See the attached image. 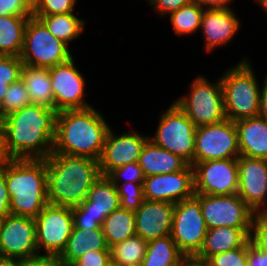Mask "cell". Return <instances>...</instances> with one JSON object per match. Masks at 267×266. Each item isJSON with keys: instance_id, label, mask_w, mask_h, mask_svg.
Instances as JSON below:
<instances>
[{"instance_id": "obj_18", "label": "cell", "mask_w": 267, "mask_h": 266, "mask_svg": "<svg viewBox=\"0 0 267 266\" xmlns=\"http://www.w3.org/2000/svg\"><path fill=\"white\" fill-rule=\"evenodd\" d=\"M236 9H204L200 26V35L204 39L203 51L214 52L227 47L230 42L235 40L238 32L241 31L242 20L235 12ZM218 48V49H217Z\"/></svg>"}, {"instance_id": "obj_34", "label": "cell", "mask_w": 267, "mask_h": 266, "mask_svg": "<svg viewBox=\"0 0 267 266\" xmlns=\"http://www.w3.org/2000/svg\"><path fill=\"white\" fill-rule=\"evenodd\" d=\"M79 0H33V16H50L78 10Z\"/></svg>"}, {"instance_id": "obj_52", "label": "cell", "mask_w": 267, "mask_h": 266, "mask_svg": "<svg viewBox=\"0 0 267 266\" xmlns=\"http://www.w3.org/2000/svg\"><path fill=\"white\" fill-rule=\"evenodd\" d=\"M255 215L267 217V190L263 203L254 211Z\"/></svg>"}, {"instance_id": "obj_30", "label": "cell", "mask_w": 267, "mask_h": 266, "mask_svg": "<svg viewBox=\"0 0 267 266\" xmlns=\"http://www.w3.org/2000/svg\"><path fill=\"white\" fill-rule=\"evenodd\" d=\"M102 231L109 248L136 235L135 212L119 208L110 213L102 223Z\"/></svg>"}, {"instance_id": "obj_47", "label": "cell", "mask_w": 267, "mask_h": 266, "mask_svg": "<svg viewBox=\"0 0 267 266\" xmlns=\"http://www.w3.org/2000/svg\"><path fill=\"white\" fill-rule=\"evenodd\" d=\"M198 3L204 9H228L234 8L235 6L231 7L232 3L236 0H192Z\"/></svg>"}, {"instance_id": "obj_32", "label": "cell", "mask_w": 267, "mask_h": 266, "mask_svg": "<svg viewBox=\"0 0 267 266\" xmlns=\"http://www.w3.org/2000/svg\"><path fill=\"white\" fill-rule=\"evenodd\" d=\"M147 243L138 235L127 238L110 247V257L121 266H141Z\"/></svg>"}, {"instance_id": "obj_4", "label": "cell", "mask_w": 267, "mask_h": 266, "mask_svg": "<svg viewBox=\"0 0 267 266\" xmlns=\"http://www.w3.org/2000/svg\"><path fill=\"white\" fill-rule=\"evenodd\" d=\"M13 215L35 218L48 204L45 159H5L0 163Z\"/></svg>"}, {"instance_id": "obj_12", "label": "cell", "mask_w": 267, "mask_h": 266, "mask_svg": "<svg viewBox=\"0 0 267 266\" xmlns=\"http://www.w3.org/2000/svg\"><path fill=\"white\" fill-rule=\"evenodd\" d=\"M238 132L235 122L226 119L196 128L194 162L238 158Z\"/></svg>"}, {"instance_id": "obj_6", "label": "cell", "mask_w": 267, "mask_h": 266, "mask_svg": "<svg viewBox=\"0 0 267 266\" xmlns=\"http://www.w3.org/2000/svg\"><path fill=\"white\" fill-rule=\"evenodd\" d=\"M205 75H197L188 83L187 93L173 101L196 125L216 124L227 119L223 99L222 82Z\"/></svg>"}, {"instance_id": "obj_46", "label": "cell", "mask_w": 267, "mask_h": 266, "mask_svg": "<svg viewBox=\"0 0 267 266\" xmlns=\"http://www.w3.org/2000/svg\"><path fill=\"white\" fill-rule=\"evenodd\" d=\"M248 266H267V252L259 251L248 240Z\"/></svg>"}, {"instance_id": "obj_23", "label": "cell", "mask_w": 267, "mask_h": 266, "mask_svg": "<svg viewBox=\"0 0 267 266\" xmlns=\"http://www.w3.org/2000/svg\"><path fill=\"white\" fill-rule=\"evenodd\" d=\"M251 229L228 226L208 229L203 246L196 256L208 260L215 254L242 247L250 239Z\"/></svg>"}, {"instance_id": "obj_27", "label": "cell", "mask_w": 267, "mask_h": 266, "mask_svg": "<svg viewBox=\"0 0 267 266\" xmlns=\"http://www.w3.org/2000/svg\"><path fill=\"white\" fill-rule=\"evenodd\" d=\"M79 13L55 14L50 16H34L40 19L48 30L59 40L66 43L69 47L72 42L84 35L86 31L87 19L78 17Z\"/></svg>"}, {"instance_id": "obj_33", "label": "cell", "mask_w": 267, "mask_h": 266, "mask_svg": "<svg viewBox=\"0 0 267 266\" xmlns=\"http://www.w3.org/2000/svg\"><path fill=\"white\" fill-rule=\"evenodd\" d=\"M29 104H31L29 93L20 78L17 82L9 85L0 110L7 116Z\"/></svg>"}, {"instance_id": "obj_38", "label": "cell", "mask_w": 267, "mask_h": 266, "mask_svg": "<svg viewBox=\"0 0 267 266\" xmlns=\"http://www.w3.org/2000/svg\"><path fill=\"white\" fill-rule=\"evenodd\" d=\"M23 62L17 56L0 55V81H7V84L17 82L21 78Z\"/></svg>"}, {"instance_id": "obj_31", "label": "cell", "mask_w": 267, "mask_h": 266, "mask_svg": "<svg viewBox=\"0 0 267 266\" xmlns=\"http://www.w3.org/2000/svg\"><path fill=\"white\" fill-rule=\"evenodd\" d=\"M204 8L198 3L191 1L185 6H182L177 11L171 12L168 16V20L171 25V31L174 32V36L182 37L199 33Z\"/></svg>"}, {"instance_id": "obj_16", "label": "cell", "mask_w": 267, "mask_h": 266, "mask_svg": "<svg viewBox=\"0 0 267 266\" xmlns=\"http://www.w3.org/2000/svg\"><path fill=\"white\" fill-rule=\"evenodd\" d=\"M39 255L35 218L10 214L3 218L0 256L29 259Z\"/></svg>"}, {"instance_id": "obj_14", "label": "cell", "mask_w": 267, "mask_h": 266, "mask_svg": "<svg viewBox=\"0 0 267 266\" xmlns=\"http://www.w3.org/2000/svg\"><path fill=\"white\" fill-rule=\"evenodd\" d=\"M194 191L206 195L238 193V158L194 162Z\"/></svg>"}, {"instance_id": "obj_20", "label": "cell", "mask_w": 267, "mask_h": 266, "mask_svg": "<svg viewBox=\"0 0 267 266\" xmlns=\"http://www.w3.org/2000/svg\"><path fill=\"white\" fill-rule=\"evenodd\" d=\"M175 204L144 200L135 211L136 235L151 241L171 234Z\"/></svg>"}, {"instance_id": "obj_53", "label": "cell", "mask_w": 267, "mask_h": 266, "mask_svg": "<svg viewBox=\"0 0 267 266\" xmlns=\"http://www.w3.org/2000/svg\"><path fill=\"white\" fill-rule=\"evenodd\" d=\"M8 87L9 84H7V81H0V105L3 101L4 96L6 95Z\"/></svg>"}, {"instance_id": "obj_5", "label": "cell", "mask_w": 267, "mask_h": 266, "mask_svg": "<svg viewBox=\"0 0 267 266\" xmlns=\"http://www.w3.org/2000/svg\"><path fill=\"white\" fill-rule=\"evenodd\" d=\"M243 58L220 74L227 119L237 122L256 117L263 81L257 77L250 57Z\"/></svg>"}, {"instance_id": "obj_13", "label": "cell", "mask_w": 267, "mask_h": 266, "mask_svg": "<svg viewBox=\"0 0 267 266\" xmlns=\"http://www.w3.org/2000/svg\"><path fill=\"white\" fill-rule=\"evenodd\" d=\"M195 195L200 199L201 212L208 229L225 226L252 228L255 213L238 194Z\"/></svg>"}, {"instance_id": "obj_39", "label": "cell", "mask_w": 267, "mask_h": 266, "mask_svg": "<svg viewBox=\"0 0 267 266\" xmlns=\"http://www.w3.org/2000/svg\"><path fill=\"white\" fill-rule=\"evenodd\" d=\"M33 16V0H0V16Z\"/></svg>"}, {"instance_id": "obj_21", "label": "cell", "mask_w": 267, "mask_h": 266, "mask_svg": "<svg viewBox=\"0 0 267 266\" xmlns=\"http://www.w3.org/2000/svg\"><path fill=\"white\" fill-rule=\"evenodd\" d=\"M78 207L84 211V217L94 218L102 226L105 218L120 208L117 186L107 175H101Z\"/></svg>"}, {"instance_id": "obj_56", "label": "cell", "mask_w": 267, "mask_h": 266, "mask_svg": "<svg viewBox=\"0 0 267 266\" xmlns=\"http://www.w3.org/2000/svg\"><path fill=\"white\" fill-rule=\"evenodd\" d=\"M6 158L3 154L2 145L0 144V163L4 161Z\"/></svg>"}, {"instance_id": "obj_1", "label": "cell", "mask_w": 267, "mask_h": 266, "mask_svg": "<svg viewBox=\"0 0 267 266\" xmlns=\"http://www.w3.org/2000/svg\"><path fill=\"white\" fill-rule=\"evenodd\" d=\"M57 111L29 104L6 116L3 154L6 159H46L55 139Z\"/></svg>"}, {"instance_id": "obj_24", "label": "cell", "mask_w": 267, "mask_h": 266, "mask_svg": "<svg viewBox=\"0 0 267 266\" xmlns=\"http://www.w3.org/2000/svg\"><path fill=\"white\" fill-rule=\"evenodd\" d=\"M138 163L145 177L181 171L188 165L180 156L164 150L150 139L143 146Z\"/></svg>"}, {"instance_id": "obj_55", "label": "cell", "mask_w": 267, "mask_h": 266, "mask_svg": "<svg viewBox=\"0 0 267 266\" xmlns=\"http://www.w3.org/2000/svg\"><path fill=\"white\" fill-rule=\"evenodd\" d=\"M105 266H121V265L110 258V260L105 264Z\"/></svg>"}, {"instance_id": "obj_41", "label": "cell", "mask_w": 267, "mask_h": 266, "mask_svg": "<svg viewBox=\"0 0 267 266\" xmlns=\"http://www.w3.org/2000/svg\"><path fill=\"white\" fill-rule=\"evenodd\" d=\"M146 1L148 5L159 16V18H165L171 12L177 11L182 6L187 5L192 0H142Z\"/></svg>"}, {"instance_id": "obj_10", "label": "cell", "mask_w": 267, "mask_h": 266, "mask_svg": "<svg viewBox=\"0 0 267 266\" xmlns=\"http://www.w3.org/2000/svg\"><path fill=\"white\" fill-rule=\"evenodd\" d=\"M75 56L70 60L49 68L54 94V109L63 110L86 109L90 104L87 96V79L83 71L77 67ZM88 100V101H87Z\"/></svg>"}, {"instance_id": "obj_22", "label": "cell", "mask_w": 267, "mask_h": 266, "mask_svg": "<svg viewBox=\"0 0 267 266\" xmlns=\"http://www.w3.org/2000/svg\"><path fill=\"white\" fill-rule=\"evenodd\" d=\"M235 124L240 155L267 159V120L256 116Z\"/></svg>"}, {"instance_id": "obj_54", "label": "cell", "mask_w": 267, "mask_h": 266, "mask_svg": "<svg viewBox=\"0 0 267 266\" xmlns=\"http://www.w3.org/2000/svg\"><path fill=\"white\" fill-rule=\"evenodd\" d=\"M255 4H257L258 7H260L267 15V0H253Z\"/></svg>"}, {"instance_id": "obj_35", "label": "cell", "mask_w": 267, "mask_h": 266, "mask_svg": "<svg viewBox=\"0 0 267 266\" xmlns=\"http://www.w3.org/2000/svg\"><path fill=\"white\" fill-rule=\"evenodd\" d=\"M120 208L137 211L145 200L143 183L127 182L117 185Z\"/></svg>"}, {"instance_id": "obj_28", "label": "cell", "mask_w": 267, "mask_h": 266, "mask_svg": "<svg viewBox=\"0 0 267 266\" xmlns=\"http://www.w3.org/2000/svg\"><path fill=\"white\" fill-rule=\"evenodd\" d=\"M30 17L32 16H0V55H21L24 30Z\"/></svg>"}, {"instance_id": "obj_15", "label": "cell", "mask_w": 267, "mask_h": 266, "mask_svg": "<svg viewBox=\"0 0 267 266\" xmlns=\"http://www.w3.org/2000/svg\"><path fill=\"white\" fill-rule=\"evenodd\" d=\"M125 132H117L111 126L107 132L103 153L99 160L101 175H108L117 167L131 162H138L142 148L149 139V134L139 132L129 126Z\"/></svg>"}, {"instance_id": "obj_26", "label": "cell", "mask_w": 267, "mask_h": 266, "mask_svg": "<svg viewBox=\"0 0 267 266\" xmlns=\"http://www.w3.org/2000/svg\"><path fill=\"white\" fill-rule=\"evenodd\" d=\"M21 79L24 82L32 104L54 109V94L49 68L32 67L23 64Z\"/></svg>"}, {"instance_id": "obj_17", "label": "cell", "mask_w": 267, "mask_h": 266, "mask_svg": "<svg viewBox=\"0 0 267 266\" xmlns=\"http://www.w3.org/2000/svg\"><path fill=\"white\" fill-rule=\"evenodd\" d=\"M144 198L149 201H164L174 204L195 194L194 170L188 164L183 170L145 177Z\"/></svg>"}, {"instance_id": "obj_25", "label": "cell", "mask_w": 267, "mask_h": 266, "mask_svg": "<svg viewBox=\"0 0 267 266\" xmlns=\"http://www.w3.org/2000/svg\"><path fill=\"white\" fill-rule=\"evenodd\" d=\"M89 251H110L102 229L73 228L67 245L59 257L67 266H70Z\"/></svg>"}, {"instance_id": "obj_51", "label": "cell", "mask_w": 267, "mask_h": 266, "mask_svg": "<svg viewBox=\"0 0 267 266\" xmlns=\"http://www.w3.org/2000/svg\"><path fill=\"white\" fill-rule=\"evenodd\" d=\"M6 126V115L0 110V144H3Z\"/></svg>"}, {"instance_id": "obj_8", "label": "cell", "mask_w": 267, "mask_h": 266, "mask_svg": "<svg viewBox=\"0 0 267 266\" xmlns=\"http://www.w3.org/2000/svg\"><path fill=\"white\" fill-rule=\"evenodd\" d=\"M19 57L25 65L51 68L70 60L74 53L40 19L32 16L25 26L23 48Z\"/></svg>"}, {"instance_id": "obj_49", "label": "cell", "mask_w": 267, "mask_h": 266, "mask_svg": "<svg viewBox=\"0 0 267 266\" xmlns=\"http://www.w3.org/2000/svg\"><path fill=\"white\" fill-rule=\"evenodd\" d=\"M182 266H211L208 260L198 258L197 256H185Z\"/></svg>"}, {"instance_id": "obj_36", "label": "cell", "mask_w": 267, "mask_h": 266, "mask_svg": "<svg viewBox=\"0 0 267 266\" xmlns=\"http://www.w3.org/2000/svg\"><path fill=\"white\" fill-rule=\"evenodd\" d=\"M114 185L123 184L127 182L143 183L145 175L138 162H131L112 170L107 175Z\"/></svg>"}, {"instance_id": "obj_48", "label": "cell", "mask_w": 267, "mask_h": 266, "mask_svg": "<svg viewBox=\"0 0 267 266\" xmlns=\"http://www.w3.org/2000/svg\"><path fill=\"white\" fill-rule=\"evenodd\" d=\"M264 76V82L261 87L258 116L267 120V74Z\"/></svg>"}, {"instance_id": "obj_9", "label": "cell", "mask_w": 267, "mask_h": 266, "mask_svg": "<svg viewBox=\"0 0 267 266\" xmlns=\"http://www.w3.org/2000/svg\"><path fill=\"white\" fill-rule=\"evenodd\" d=\"M207 231L200 199L195 194L175 204L171 236L185 256L199 253Z\"/></svg>"}, {"instance_id": "obj_42", "label": "cell", "mask_w": 267, "mask_h": 266, "mask_svg": "<svg viewBox=\"0 0 267 266\" xmlns=\"http://www.w3.org/2000/svg\"><path fill=\"white\" fill-rule=\"evenodd\" d=\"M110 258V251H89L70 266H105Z\"/></svg>"}, {"instance_id": "obj_2", "label": "cell", "mask_w": 267, "mask_h": 266, "mask_svg": "<svg viewBox=\"0 0 267 266\" xmlns=\"http://www.w3.org/2000/svg\"><path fill=\"white\" fill-rule=\"evenodd\" d=\"M48 203L75 207L101 176L99 161L63 152H52L46 159Z\"/></svg>"}, {"instance_id": "obj_11", "label": "cell", "mask_w": 267, "mask_h": 266, "mask_svg": "<svg viewBox=\"0 0 267 266\" xmlns=\"http://www.w3.org/2000/svg\"><path fill=\"white\" fill-rule=\"evenodd\" d=\"M35 221L39 254L60 256L74 227L72 208L48 203Z\"/></svg>"}, {"instance_id": "obj_50", "label": "cell", "mask_w": 267, "mask_h": 266, "mask_svg": "<svg viewBox=\"0 0 267 266\" xmlns=\"http://www.w3.org/2000/svg\"><path fill=\"white\" fill-rule=\"evenodd\" d=\"M0 266H25V260L15 257L0 256Z\"/></svg>"}, {"instance_id": "obj_57", "label": "cell", "mask_w": 267, "mask_h": 266, "mask_svg": "<svg viewBox=\"0 0 267 266\" xmlns=\"http://www.w3.org/2000/svg\"><path fill=\"white\" fill-rule=\"evenodd\" d=\"M2 223H3V217L0 216V231H1Z\"/></svg>"}, {"instance_id": "obj_19", "label": "cell", "mask_w": 267, "mask_h": 266, "mask_svg": "<svg viewBox=\"0 0 267 266\" xmlns=\"http://www.w3.org/2000/svg\"><path fill=\"white\" fill-rule=\"evenodd\" d=\"M239 197L255 211L264 201L267 190V159L238 157Z\"/></svg>"}, {"instance_id": "obj_44", "label": "cell", "mask_w": 267, "mask_h": 266, "mask_svg": "<svg viewBox=\"0 0 267 266\" xmlns=\"http://www.w3.org/2000/svg\"><path fill=\"white\" fill-rule=\"evenodd\" d=\"M25 266H67L57 255H37L25 260Z\"/></svg>"}, {"instance_id": "obj_29", "label": "cell", "mask_w": 267, "mask_h": 266, "mask_svg": "<svg viewBox=\"0 0 267 266\" xmlns=\"http://www.w3.org/2000/svg\"><path fill=\"white\" fill-rule=\"evenodd\" d=\"M184 257L169 234L148 241L141 266H182Z\"/></svg>"}, {"instance_id": "obj_7", "label": "cell", "mask_w": 267, "mask_h": 266, "mask_svg": "<svg viewBox=\"0 0 267 266\" xmlns=\"http://www.w3.org/2000/svg\"><path fill=\"white\" fill-rule=\"evenodd\" d=\"M171 102L160 113L155 132L149 134V139L192 165L197 127L174 101Z\"/></svg>"}, {"instance_id": "obj_3", "label": "cell", "mask_w": 267, "mask_h": 266, "mask_svg": "<svg viewBox=\"0 0 267 266\" xmlns=\"http://www.w3.org/2000/svg\"><path fill=\"white\" fill-rule=\"evenodd\" d=\"M98 107L57 112L53 152L99 161L109 128Z\"/></svg>"}, {"instance_id": "obj_37", "label": "cell", "mask_w": 267, "mask_h": 266, "mask_svg": "<svg viewBox=\"0 0 267 266\" xmlns=\"http://www.w3.org/2000/svg\"><path fill=\"white\" fill-rule=\"evenodd\" d=\"M208 261L211 266H244L248 261V241L242 247L215 254Z\"/></svg>"}, {"instance_id": "obj_40", "label": "cell", "mask_w": 267, "mask_h": 266, "mask_svg": "<svg viewBox=\"0 0 267 266\" xmlns=\"http://www.w3.org/2000/svg\"><path fill=\"white\" fill-rule=\"evenodd\" d=\"M250 240L259 251L267 252V217L254 216Z\"/></svg>"}, {"instance_id": "obj_43", "label": "cell", "mask_w": 267, "mask_h": 266, "mask_svg": "<svg viewBox=\"0 0 267 266\" xmlns=\"http://www.w3.org/2000/svg\"><path fill=\"white\" fill-rule=\"evenodd\" d=\"M72 215L74 225L73 228L86 230L102 229L94 218L84 217V211H82L78 206L72 207Z\"/></svg>"}, {"instance_id": "obj_45", "label": "cell", "mask_w": 267, "mask_h": 266, "mask_svg": "<svg viewBox=\"0 0 267 266\" xmlns=\"http://www.w3.org/2000/svg\"><path fill=\"white\" fill-rule=\"evenodd\" d=\"M12 214L10 210V197L5 181V173L0 168V216L6 217Z\"/></svg>"}]
</instances>
